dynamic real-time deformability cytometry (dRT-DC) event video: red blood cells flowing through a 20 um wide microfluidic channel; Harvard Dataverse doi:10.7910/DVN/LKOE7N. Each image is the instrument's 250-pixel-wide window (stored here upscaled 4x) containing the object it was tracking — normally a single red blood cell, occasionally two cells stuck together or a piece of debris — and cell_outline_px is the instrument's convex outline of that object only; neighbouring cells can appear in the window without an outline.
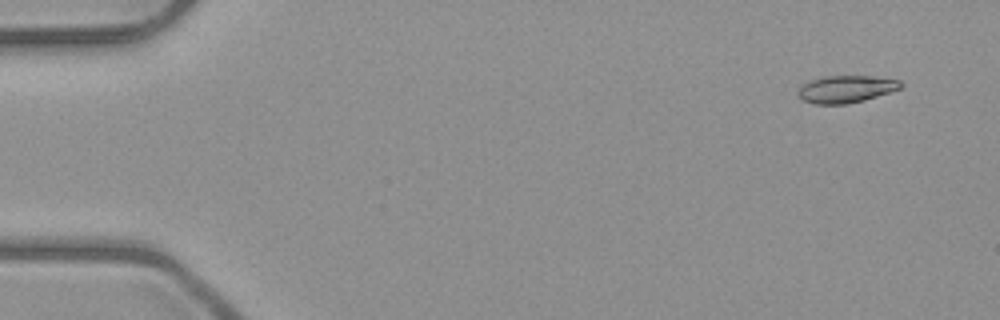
{"species": "common noctule bat (a hibernating species)", "species_latin": "Nyctalus noctula", "temperature_condition": "room temperature", "stored_images_in_passage": 3, "camera_frame_rate_fps": 3000, "um_per_image_px": 0.085, "animal": {"sex": "male", "body_mass_g": 23.1, "forearm_length_mm": 52.7}, "frame": {"image": 1, "passage_image": 1, "time_ms": 0.0, "image_size_px": [1000, 320], "cell_outline_px": [[904, 84], [900, 88], [864, 100], [848, 104], [816, 104], [804, 100], [796, 92], [804, 84], [812, 80], [828, 76], [872, 76], [900, 80]], "centroid_in_image_um": [71.94, 7.57], "position_along_channel_um": 13.1, "area_um2": 16.01}}